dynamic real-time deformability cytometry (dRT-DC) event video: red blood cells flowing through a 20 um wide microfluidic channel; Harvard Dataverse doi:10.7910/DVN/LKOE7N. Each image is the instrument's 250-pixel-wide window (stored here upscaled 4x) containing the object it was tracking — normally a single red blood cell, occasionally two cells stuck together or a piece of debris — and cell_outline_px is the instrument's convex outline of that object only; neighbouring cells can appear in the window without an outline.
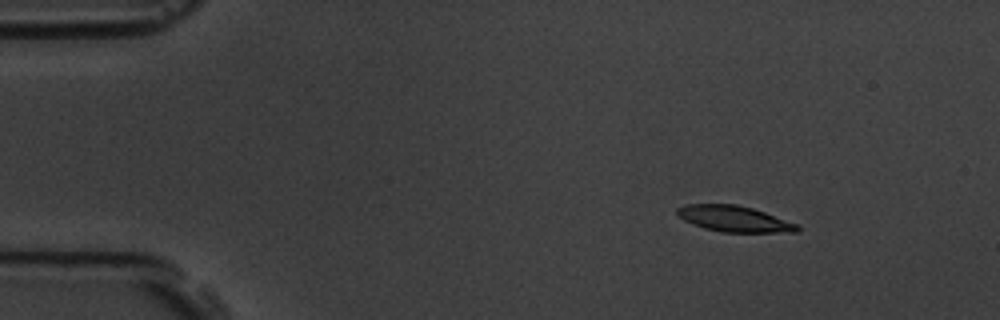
{"species": "common noctule bat (a hibernating species)", "species_latin": "Nyctalus noctula", "temperature_condition": "room temperature", "stored_images_in_passage": 5, "camera_frame_rate_fps": 3000, "um_per_image_px": 0.085, "animal": {"sex": "male", "body_mass_g": 19.5, "forearm_length_mm": 54.6}, "frame": {"image": 1, "passage_image": 2, "time_ms": 1.333, "image_size_px": [1000, 320], "cell_outline_px": [[800, 228], [796, 232], [720, 232], [704, 228], [692, 224], [684, 220], [676, 212], [676, 208], [688, 204], [736, 204], [752, 208], [800, 224]], "centroid_in_image_um": [62.43, 18.6], "position_along_channel_um": 22.6, "area_um2": 18.21}}
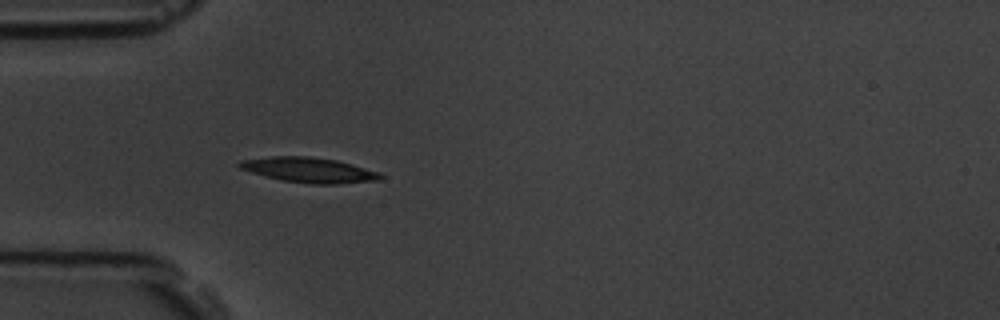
{"frame": {"image": 2, "passage_image": 5, "time_ms": 4.333, "image_size_px": [1000, 320], "cell_outline_px": [[384, 176], [380, 180], [336, 184], [312, 184], [280, 180], [252, 172], [240, 168], [236, 164], [240, 160], [272, 156], [312, 156], [336, 160], [380, 172]], "centroid_in_image_um": [26.27, 14.45], "position_along_channel_um": 58.7, "area_um2": 20.63}}